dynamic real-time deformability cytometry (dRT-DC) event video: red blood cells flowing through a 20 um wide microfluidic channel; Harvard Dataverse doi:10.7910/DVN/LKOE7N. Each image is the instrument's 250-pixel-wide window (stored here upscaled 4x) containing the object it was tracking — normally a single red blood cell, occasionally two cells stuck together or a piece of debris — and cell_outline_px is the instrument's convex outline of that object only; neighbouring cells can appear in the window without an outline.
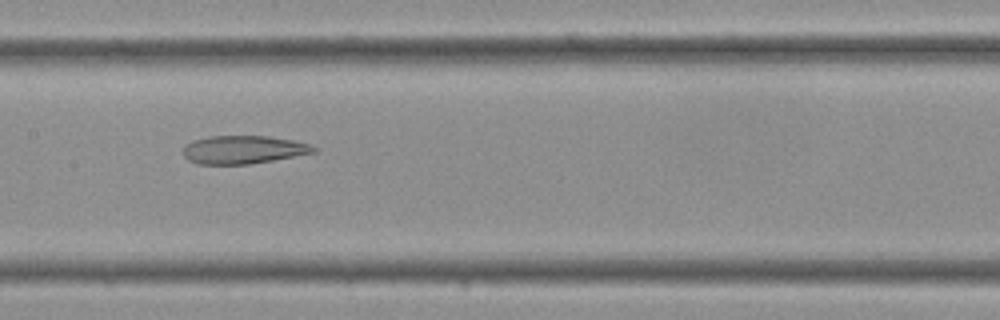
{"species": "Egyptian fruit bat (a non-hibernating species)", "species_latin": "Rousettus aegyptiacus", "temperature_condition": "cold", "stored_images_in_passage": 34, "camera_frame_rate_fps": 3000, "um_per_image_px": 0.085, "frame": {"image": 1, "passage_image": 16, "time_ms": 5.0, "image_size_px": [1000, 320], "cell_outline_px": [[320, 148], [316, 152], [272, 160], [248, 164], [196, 164], [188, 160], [184, 156], [184, 144], [192, 140], [208, 136], [268, 136], [296, 140], [312, 144]], "centroid_in_image_um": [20.71, 12.71], "position_along_channel_um": 186.7, "area_um2": 21.68}}
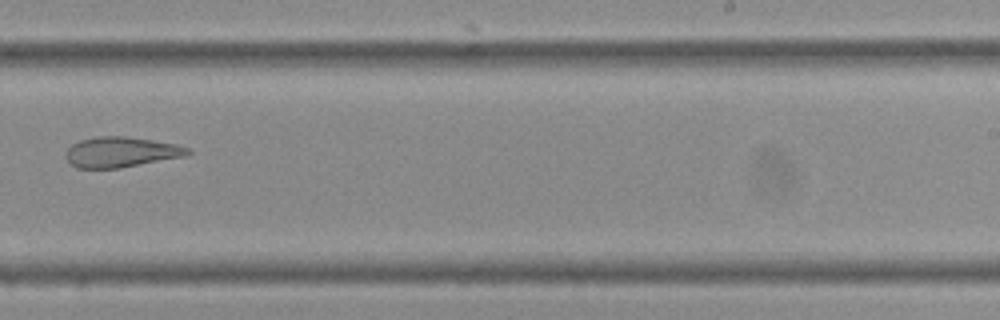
{"frame": {"image": 2, "passage_image": 21, "time_ms": 6.667, "image_size_px": [1000, 320], "cell_outline_px": [[192, 152], [184, 156], [120, 168], [76, 168], [68, 160], [68, 148], [72, 144], [80, 140], [96, 136], [124, 136], [152, 140], [176, 144], [188, 148]], "centroid_in_image_um": [10.29, 12.92], "position_along_channel_um": 278.7, "area_um2": 21.27}}
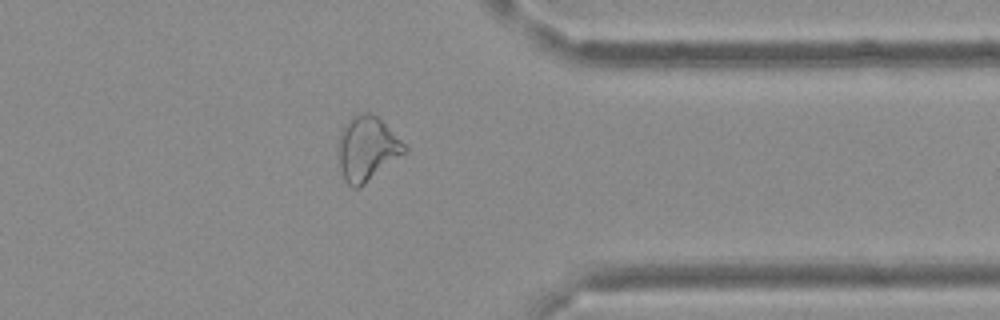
{"frame": {"image": 3, "passage_image": 27, "time_ms": 8.667, "image_size_px": [1000, 320], "cell_outline_px": [[408, 152], [360, 188], [352, 188], [344, 180], [340, 168], [336, 152], [340, 128], [356, 112], [368, 112], [376, 116], [408, 148]], "centroid_in_image_um": [31.15, 12.65], "position_along_channel_um": 380.2, "area_um2": 25.37}}